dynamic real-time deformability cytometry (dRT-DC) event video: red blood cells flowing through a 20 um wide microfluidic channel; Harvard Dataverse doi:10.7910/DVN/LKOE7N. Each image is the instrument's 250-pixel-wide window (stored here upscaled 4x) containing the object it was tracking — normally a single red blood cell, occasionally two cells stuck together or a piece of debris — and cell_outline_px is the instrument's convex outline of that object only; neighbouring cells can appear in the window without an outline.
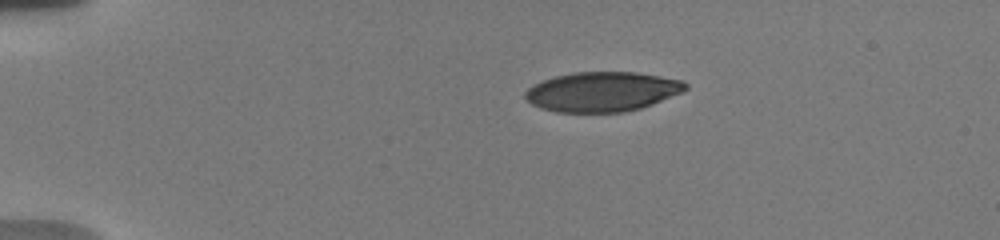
{"species": "human", "species_latin": "Homo sapiens", "temperature_condition": "warm", "stored_images_in_passage": 97, "camera_frame_rate_fps": 3000, "um_per_image_px": 0.085, "donor": {"sex": "male"}, "frame": {"image": 1, "passage_image": 1, "time_ms": 0.0, "image_size_px": [1000, 240], "cell_outline_px": [[688, 88], [680, 92], [652, 104], [640, 108], [624, 112], [556, 112], [540, 108], [532, 104], [524, 96], [524, 92], [532, 84], [556, 76], [576, 72], [636, 72], [684, 80], [688, 84]], "centroid_in_image_um": [51.18, 7.79], "position_along_channel_um": 33.8, "area_um2": 36.99}}
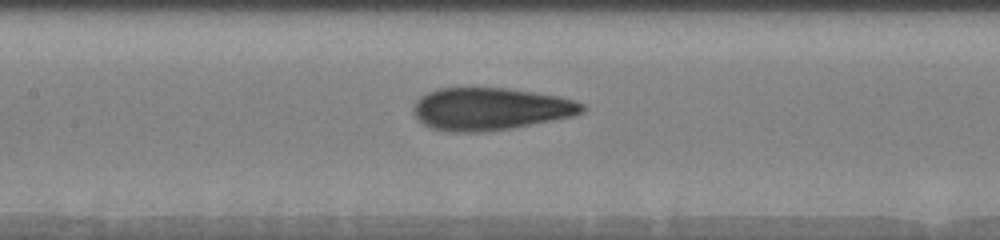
{"frame": {"image": 2, "passage_image": 34, "time_ms": 5.333, "image_size_px": [1000, 240], "cell_outline_px": [[584, 112], [572, 116], [512, 128], [480, 132], [448, 132], [432, 128], [424, 124], [416, 116], [412, 108], [416, 100], [420, 96], [436, 88], [468, 84], [508, 88], [536, 92], [556, 96], [572, 100], [584, 104]], "centroid_in_image_um": [41.61, 9.21], "position_along_channel_um": 165.8, "area_um2": 42.66}}
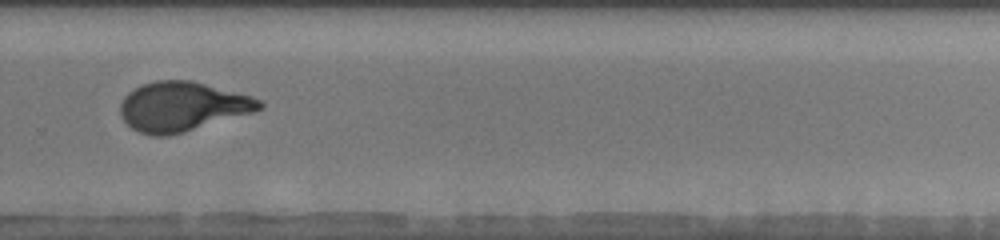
{"frame": {"image": 3, "passage_image": 56, "time_ms": 9.333, "image_size_px": [1000, 240], "cell_outline_px": [[264, 108], [252, 112], [184, 132], [164, 136], [152, 136], [140, 132], [132, 128], [120, 116], [120, 104], [124, 96], [128, 92], [144, 84], [156, 80], [192, 80], [252, 96], [260, 100], [264, 104]], "centroid_in_image_um": [15.48, 9.05], "position_along_channel_um": 314.3, "area_um2": 39.88}, "authors_computed_cell_mechanics": {"area_um2": 39.593, "velocity_mm_per_s": 3.728, "shape_relaxation_time_tau1_ms": 4.5716, "shape_relaxation_time_tau2_ms": 0.9257, "deformation_change_tau1": 0.2173, "deformation_change_tau2": 0.0782}}